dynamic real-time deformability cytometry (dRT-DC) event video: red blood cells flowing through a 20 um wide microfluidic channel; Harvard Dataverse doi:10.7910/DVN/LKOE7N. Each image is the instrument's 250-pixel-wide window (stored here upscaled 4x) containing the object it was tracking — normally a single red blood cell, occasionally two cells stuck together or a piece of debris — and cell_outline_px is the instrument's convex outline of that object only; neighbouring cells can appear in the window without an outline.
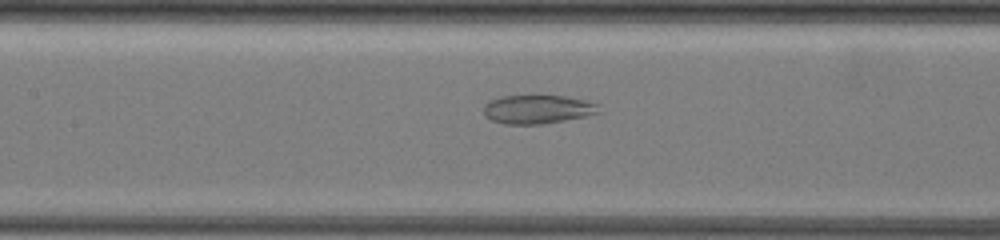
{"species": "common noctule bat (a hibernating species)", "species_latin": "Nyctalus noctula", "temperature_condition": "warm", "stored_images_in_passage": 80, "segment_of_instrument_passage": [2, 2], "camera_frame_rate_fps": 3000, "um_per_image_px": 0.085, "animal": {"sex": "female", "body_mass_g": 19.5, "forearm_length_mm": 54.1}, "frame": {"image": 1, "passage_image": 45, "time_ms": 11.0, "image_size_px": [1000, 240], "cell_outline_px": [[600, 112], [584, 116], [544, 124], [504, 124], [492, 120], [484, 112], [484, 104], [492, 100], [504, 96], [564, 96], [584, 100], [600, 104]], "centroid_in_image_um": [45.73, 9.29], "position_along_channel_um": 161.7, "area_um2": 19.02}}
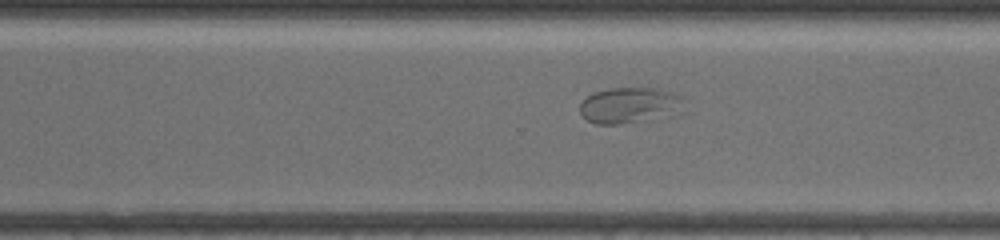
{"frame": {"image": 2, "passage_image": 55, "time_ms": 15.333, "image_size_px": [1000, 240], "cell_outline_px": [[684, 100], [660, 112], [620, 124], [596, 124], [588, 120], [580, 112], [580, 104], [588, 96], [596, 92], [608, 88], [652, 88], [672, 92], [684, 96]], "centroid_in_image_um": [53.25, 8.88], "position_along_channel_um": 317.3, "area_um2": 19.59}}
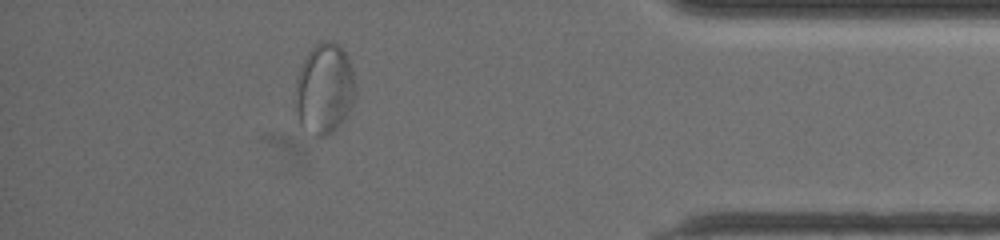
{"frame": {"image": 3, "passage_image": 71, "time_ms": 18.667, "image_size_px": [1000, 240], "cell_outline_px": [[352, 104], [344, 120], [332, 132], [316, 140], [300, 124], [296, 108], [296, 80], [300, 68], [308, 52], [320, 40], [328, 40], [336, 44], [344, 52], [352, 68]], "centroid_in_image_um": [27.53, 7.58], "position_along_channel_um": 407.7, "area_um2": 31.15}}